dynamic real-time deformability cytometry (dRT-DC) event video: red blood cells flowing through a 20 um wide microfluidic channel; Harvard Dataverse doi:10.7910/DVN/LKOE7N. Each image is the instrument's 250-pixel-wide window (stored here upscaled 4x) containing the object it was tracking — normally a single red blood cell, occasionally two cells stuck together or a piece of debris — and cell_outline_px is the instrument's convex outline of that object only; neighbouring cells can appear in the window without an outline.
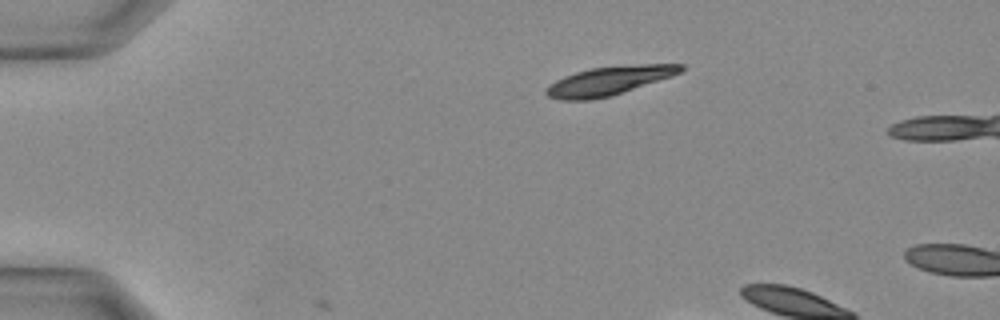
{"species": "Egyptian fruit bat (a non-hibernating species)", "species_latin": "Rousettus aegyptiacus", "temperature_condition": "warm", "stored_images_in_passage": 2, "camera_frame_rate_fps": 3000, "um_per_image_px": 0.085, "animal": {"sex": "female"}, "frame": {"image": 1, "passage_image": 1, "time_ms": 0.0, "image_size_px": [1000, 320], "cell_outline_px": [[684, 68], [680, 72], [672, 76], [612, 96], [592, 100], [560, 100], [548, 96], [544, 92], [544, 88], [548, 84], [564, 76], [576, 72], [592, 68], [640, 64], [684, 64]], "centroid_in_image_um": [51.72, 6.88], "position_along_channel_um": 33.3, "area_um2": 22.6}}